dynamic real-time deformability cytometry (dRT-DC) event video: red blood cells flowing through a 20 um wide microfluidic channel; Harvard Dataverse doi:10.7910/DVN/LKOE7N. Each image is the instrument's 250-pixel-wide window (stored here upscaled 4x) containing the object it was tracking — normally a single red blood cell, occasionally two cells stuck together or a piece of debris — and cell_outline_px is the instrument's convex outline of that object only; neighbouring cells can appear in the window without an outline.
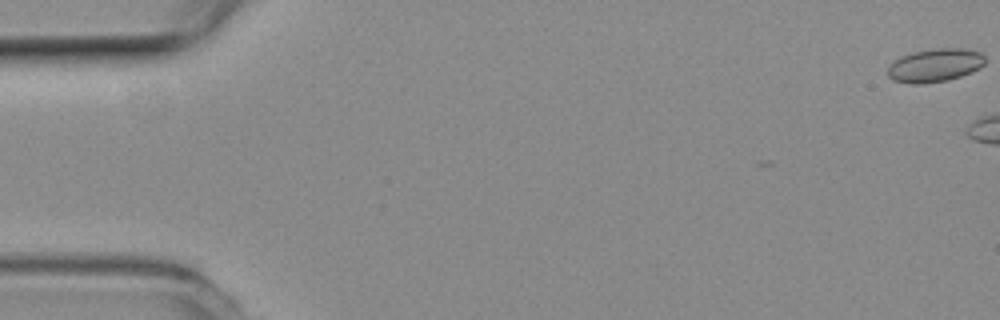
{"species": "common noctule bat (a hibernating species)", "species_latin": "Nyctalus noctula", "temperature_condition": "room temperature", "stored_images_in_passage": 5, "camera_frame_rate_fps": 3000, "um_per_image_px": 0.085, "animal": {"sex": "female", "body_mass_g": 19.3, "forearm_length_mm": 54.1}, "frame": {"image": 1, "passage_image": 1, "time_ms": 0.0, "image_size_px": [1000, 320], "cell_outline_px": [[984, 64], [980, 68], [972, 72], [948, 80], [920, 84], [912, 84], [892, 80], [888, 76], [888, 64], [912, 52], [936, 48], [964, 48], [980, 52], [984, 56]], "centroid_in_image_um": [79.47, 5.55], "position_along_channel_um": 5.5, "area_um2": 18.9}}